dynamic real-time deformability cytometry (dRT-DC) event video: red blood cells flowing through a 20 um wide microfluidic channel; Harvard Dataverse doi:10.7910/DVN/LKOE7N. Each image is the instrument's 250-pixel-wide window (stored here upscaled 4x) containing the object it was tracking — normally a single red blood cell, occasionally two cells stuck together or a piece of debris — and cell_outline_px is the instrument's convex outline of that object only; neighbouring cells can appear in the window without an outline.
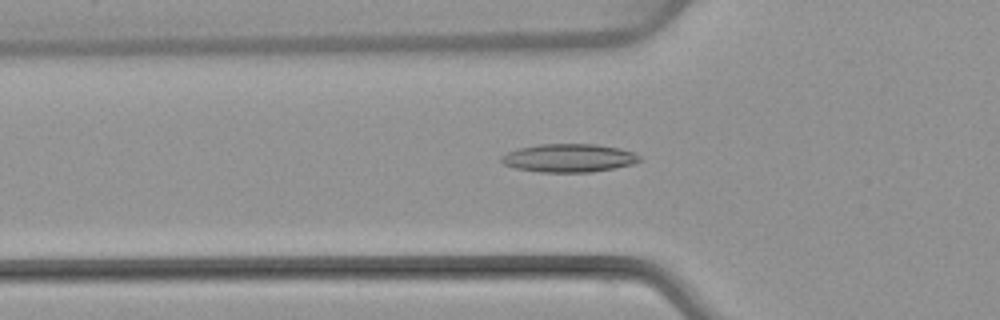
{"species": "common noctule bat (a hibernating species)", "species_latin": "Nyctalus noctula", "temperature_condition": "warm", "stored_images_in_passage": 50, "camera_frame_rate_fps": 3000, "um_per_image_px": 0.085, "animal": {"sex": "female", "body_mass_g": 22.7, "forearm_length_mm": 54.2}, "frame": {"image": 1, "passage_image": 17, "time_ms": 5.333, "image_size_px": [1000, 320], "cell_outline_px": [[644, 160], [632, 164], [616, 168], [592, 172], [540, 172], [516, 168], [504, 164], [500, 160], [500, 156], [516, 148], [540, 144], [596, 144], [620, 148], [632, 152], [640, 156]], "centroid_in_image_um": [48.37, 13.43], "position_along_channel_um": 77.4, "area_um2": 22.95}}
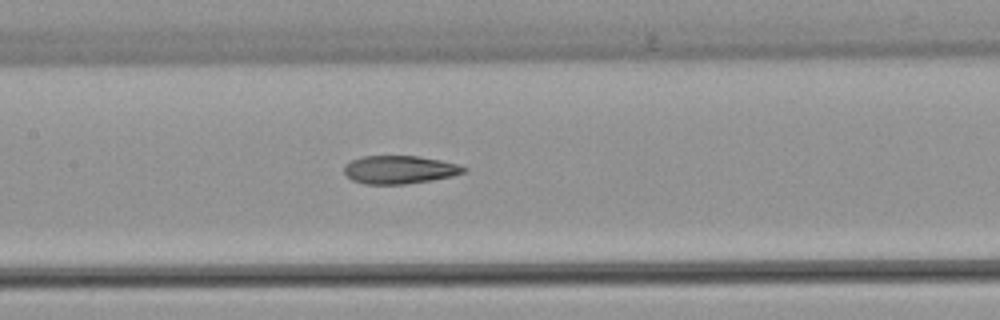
{"frame": {"image": 2, "passage_image": 24, "time_ms": 7.667, "image_size_px": [1000, 320], "cell_outline_px": [[468, 168], [464, 172], [452, 176], [432, 180], [404, 184], [364, 184], [352, 180], [344, 172], [344, 164], [352, 160], [364, 156], [416, 156], [440, 160], [460, 164]], "centroid_in_image_um": [33.96, 14.42], "position_along_channel_um": 173.4, "area_um2": 19.59}}
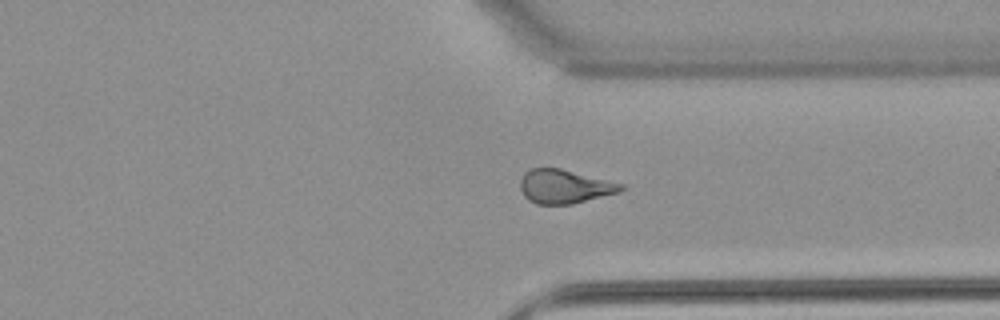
{"frame": {"image": 3, "passage_image": 38, "time_ms": 12.333, "image_size_px": [1000, 320], "cell_outline_px": [[628, 188], [620, 192], [572, 204], [536, 204], [528, 200], [524, 196], [520, 188], [520, 180], [524, 172], [532, 168], [560, 168], [624, 184]], "centroid_in_image_um": [47.99, 15.85], "position_along_channel_um": 363.4, "area_um2": 20.0}, "authors_computed_cell_mechanics": {"area_um2": 20.6346, "velocity_mm_per_s": 4.0773, "shape_relaxation_time_tau1_ms": null, "shape_relaxation_time_tau2_ms": 2.947, "deformation_change_tau1": null, "deformation_change_tau2": 0.1269}}